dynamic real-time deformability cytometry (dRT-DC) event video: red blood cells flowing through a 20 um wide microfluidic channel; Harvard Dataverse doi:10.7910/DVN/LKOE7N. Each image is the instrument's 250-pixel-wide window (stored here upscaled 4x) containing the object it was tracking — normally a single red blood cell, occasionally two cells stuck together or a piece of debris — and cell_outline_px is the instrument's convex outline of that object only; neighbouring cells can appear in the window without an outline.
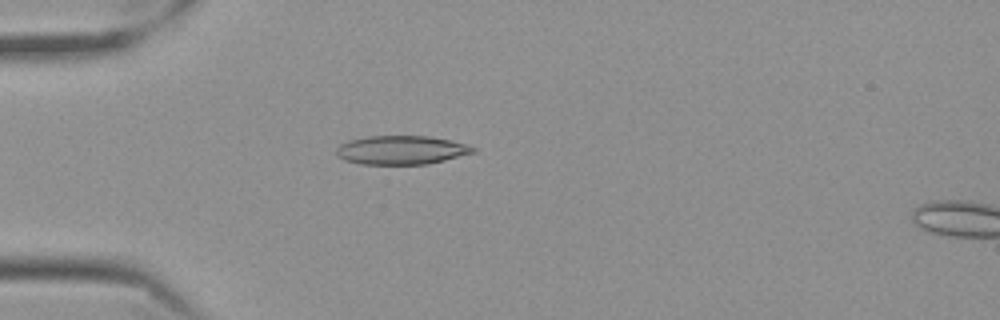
{"species": "Egyptian fruit bat (a non-hibernating species)", "species_latin": "Rousettus aegyptiacus", "temperature_condition": "cold", "stored_images_in_passage": 42, "camera_frame_rate_fps": 3000, "um_per_image_px": 0.085, "frame": {"image": 1, "passage_image": 1, "time_ms": 0.0, "image_size_px": [1000, 320], "cell_outline_px": [[476, 152], [428, 164], [360, 164], [344, 160], [336, 156], [336, 148], [340, 144], [348, 140], [368, 136], [428, 136], [448, 140], [464, 144], [476, 148]], "centroid_in_image_um": [34.06, 12.76], "position_along_channel_um": 50.9, "area_um2": 22.89}}
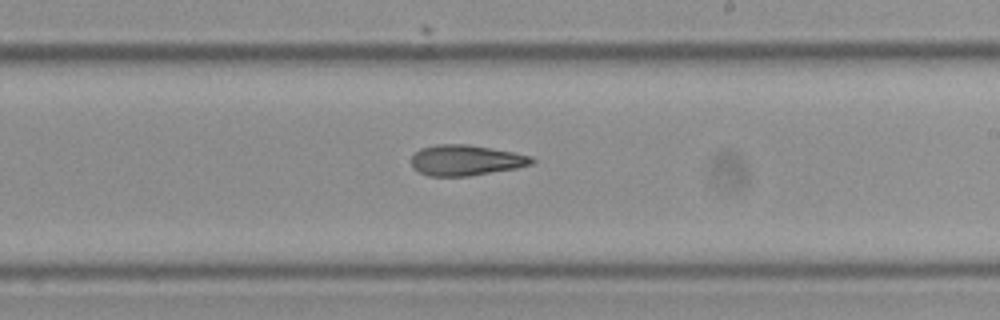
{"frame": {"image": 2, "passage_image": 19, "time_ms": 6.0, "image_size_px": [1000, 320], "cell_outline_px": [[536, 160], [532, 164], [516, 168], [468, 176], [428, 176], [412, 168], [412, 156], [420, 148], [436, 144], [468, 144], [512, 152], [532, 156]], "centroid_in_image_um": [39.58, 13.62], "position_along_channel_um": 249.4, "area_um2": 21.44}}
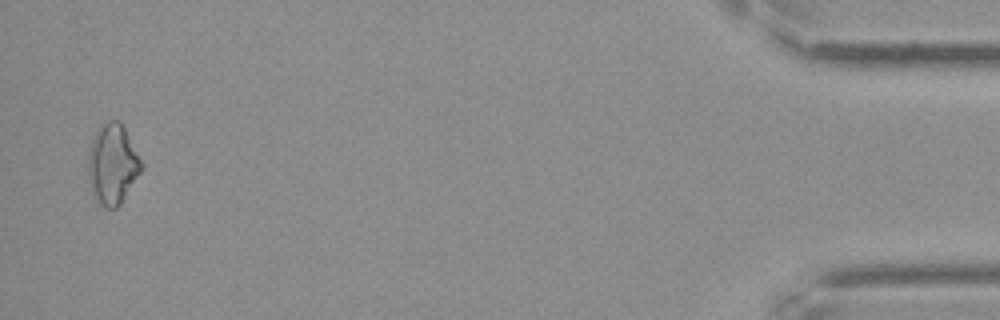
{"frame": {"image": 3, "passage_image": 41, "time_ms": 13.333, "image_size_px": [1000, 320], "cell_outline_px": [[144, 164], [140, 172], [120, 204], [116, 208], [104, 208], [100, 204], [92, 192], [88, 176], [88, 152], [92, 140], [100, 124], [104, 120], [120, 120]], "centroid_in_image_um": [9.56, 13.92], "position_along_channel_um": 425.6, "area_um2": 24.85}, "authors_computed_cell_mechanics": {"area_um2": 21.6172, "velocity_mm_per_s": 3.5183, "shape_relaxation_time_tau1_ms": 9.5316, "shape_relaxation_time_tau2_ms": 6.639, "deformation_change_tau1": 0.1722, "deformation_change_tau2": 0.1441}}